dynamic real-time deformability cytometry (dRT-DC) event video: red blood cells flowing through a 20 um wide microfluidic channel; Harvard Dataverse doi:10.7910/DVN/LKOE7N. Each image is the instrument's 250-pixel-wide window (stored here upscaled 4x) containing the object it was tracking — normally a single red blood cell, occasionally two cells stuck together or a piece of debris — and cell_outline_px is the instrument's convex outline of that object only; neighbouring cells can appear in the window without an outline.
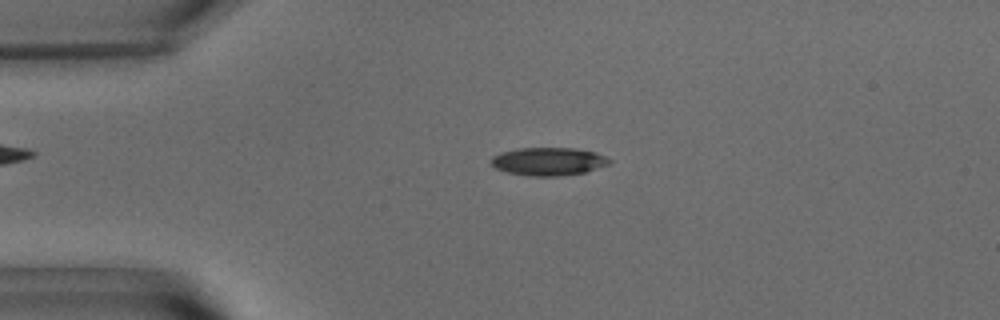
{"species": "common noctule bat (a hibernating species)", "species_latin": "Nyctalus noctula", "temperature_condition": "warm", "stored_images_in_passage": 9, "camera_frame_rate_fps": 3000, "um_per_image_px": 0.085, "animal": {"sex": "male", "body_mass_g": 15.6}, "frame": {"image": 1, "passage_image": 1, "time_ms": 0.0, "image_size_px": [1000, 320], "cell_outline_px": [[612, 160], [608, 164], [584, 172], [560, 176], [532, 176], [508, 172], [496, 168], [488, 160], [492, 156], [500, 152], [516, 148], [576, 148], [596, 152]], "centroid_in_image_um": [46.58, 13.71], "position_along_channel_um": 38.4, "area_um2": 19.31}}